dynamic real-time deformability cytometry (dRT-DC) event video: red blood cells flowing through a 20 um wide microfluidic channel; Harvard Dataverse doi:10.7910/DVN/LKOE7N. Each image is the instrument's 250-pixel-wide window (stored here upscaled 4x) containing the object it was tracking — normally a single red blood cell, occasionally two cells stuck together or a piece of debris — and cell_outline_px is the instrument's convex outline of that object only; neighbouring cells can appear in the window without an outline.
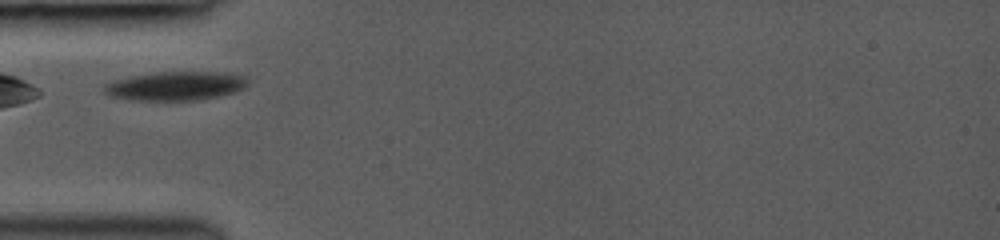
{"species": "common noctule bat (a hibernating species)", "species_latin": "Nyctalus noctula", "temperature_condition": "room temperature", "stored_images_in_passage": 43, "camera_frame_rate_fps": 3000, "um_per_image_px": 0.085, "animal": {"sex": "female", "body_mass_g": 19.0, "forearm_length_mm": 53.3}, "frame": {"image": 1, "passage_image": 1, "time_ms": 0.0, "image_size_px": [1000, 240], "cell_outline_px": [[248, 84], [244, 88], [236, 92], [220, 96], [200, 100], [128, 100], [112, 96], [104, 92], [104, 84], [128, 76], [156, 72], [232, 72], [248, 76]], "centroid_in_image_um": [15.0, 7.29], "position_along_channel_um": 70.0, "area_um2": 24.57}}
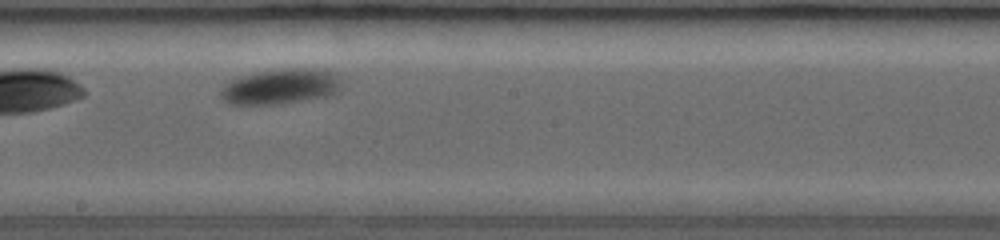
{"frame": {"image": 2, "passage_image": 19, "time_ms": 4.0, "image_size_px": [1000, 240], "cell_outline_px": [[340, 88], [336, 92], [328, 96], [280, 104], [228, 104], [220, 96], [220, 92], [224, 84], [240, 76], [256, 72], [280, 68], [304, 68], [328, 72], [336, 76], [340, 80]], "centroid_in_image_um": [23.79, 7.36], "position_along_channel_um": 224.4, "area_um2": 24.62}}
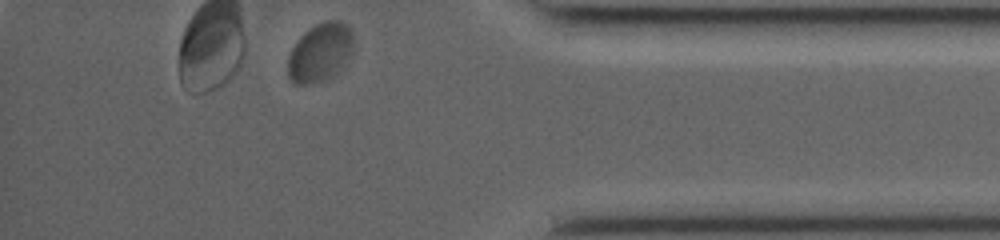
{"frame": {"image": 3, "passage_image": 42, "time_ms": 9.0, "image_size_px": [1000, 240], "cell_outline_px": [[352, 52], [340, 68], [332, 76], [308, 84], [292, 84], [288, 76], [288, 56], [292, 48], [300, 36], [304, 32], [316, 24], [324, 20], [340, 20], [348, 24], [352, 28]], "centroid_in_image_um": [27.2, 4.42], "position_along_channel_um": 408.0, "area_um2": 22.31}}